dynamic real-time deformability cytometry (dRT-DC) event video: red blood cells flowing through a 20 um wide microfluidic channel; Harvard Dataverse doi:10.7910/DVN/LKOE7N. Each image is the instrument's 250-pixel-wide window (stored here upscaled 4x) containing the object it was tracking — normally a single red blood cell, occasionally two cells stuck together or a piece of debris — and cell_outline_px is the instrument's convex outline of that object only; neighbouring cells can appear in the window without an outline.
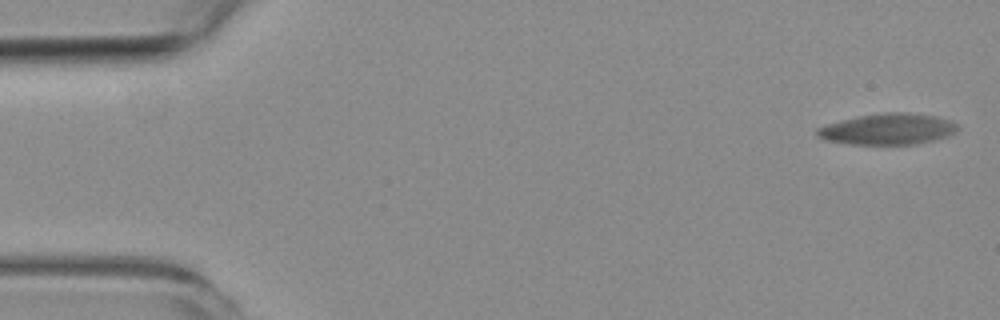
{"species": "common noctule bat (a hibernating species)", "species_latin": "Nyctalus noctula", "temperature_condition": "room temperature", "stored_images_in_passage": 6, "segment_of_instrument_passage": [2, 2], "camera_frame_rate_fps": 3000, "um_per_image_px": 0.085, "animal": {"sex": "female", "body_mass_g": 19.3, "forearm_length_mm": 54.1}, "frame": {"image": 1, "passage_image": 6, "time_ms": 6.333, "image_size_px": [1000, 320], "cell_outline_px": [[960, 128], [948, 136], [916, 144], [848, 144], [824, 140], [816, 136], [816, 128], [828, 124], [856, 116], [888, 112], [908, 112], [936, 116], [948, 120], [956, 124]], "centroid_in_image_um": [75.44, 10.97], "position_along_channel_um": 9.6, "area_um2": 25.43}}